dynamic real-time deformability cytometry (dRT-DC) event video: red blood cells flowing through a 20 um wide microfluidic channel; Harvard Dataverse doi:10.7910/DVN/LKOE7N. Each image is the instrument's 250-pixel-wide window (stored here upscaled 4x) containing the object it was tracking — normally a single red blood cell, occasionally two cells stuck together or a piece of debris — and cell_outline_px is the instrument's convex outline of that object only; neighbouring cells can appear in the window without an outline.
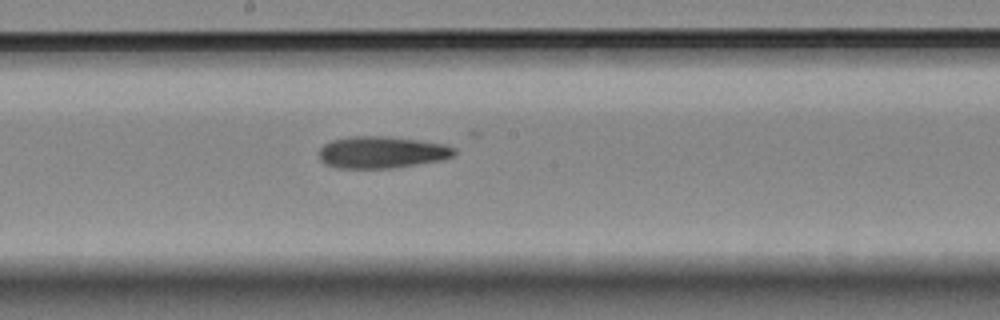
{"species": "Egyptian fruit bat (a non-hibernating species)", "species_latin": "Rousettus aegyptiacus", "temperature_condition": "room temperature", "stored_images_in_passage": 7, "camera_frame_rate_fps": 3000, "um_per_image_px": 0.085, "animal": {"sex": "female"}, "frame": {"image": 1, "passage_image": 5, "time_ms": 1.333, "image_size_px": [1000, 320], "cell_outline_px": [[456, 152], [452, 156], [444, 160], [392, 168], [336, 168], [324, 164], [320, 160], [320, 148], [324, 144], [332, 140], [348, 136], [388, 136], [444, 144], [456, 148]], "centroid_in_image_um": [32.44, 12.94], "position_along_channel_um": 215.8, "area_um2": 25.26}}